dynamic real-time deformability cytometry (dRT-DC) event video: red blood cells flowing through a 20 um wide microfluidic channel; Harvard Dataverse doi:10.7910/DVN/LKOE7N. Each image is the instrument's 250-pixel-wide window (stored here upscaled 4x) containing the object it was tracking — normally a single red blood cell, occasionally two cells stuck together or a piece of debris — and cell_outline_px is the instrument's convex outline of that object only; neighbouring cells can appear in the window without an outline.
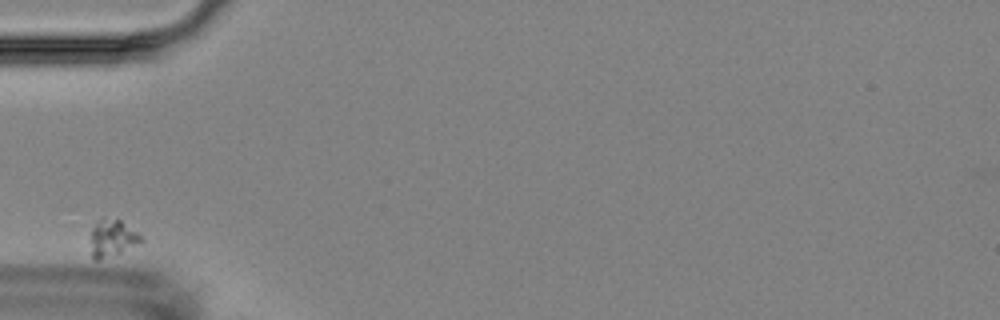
{"species": "Egyptian fruit bat (a non-hibernating species)", "species_latin": "Rousettus aegyptiacus", "temperature_condition": "room temperature", "stored_images_in_passage": 2, "camera_frame_rate_fps": 3000, "um_per_image_px": 0.085, "animal": {"sex": "female"}, "frame": {"image": 1, "passage_image": 1, "time_ms": 0.0, "image_size_px": [1000, 320], "cell_outline_px": [[144, 240], [120, 252], [100, 260], [92, 260], [92, 228], [104, 216], [120, 220], [144, 236]], "centroid_in_image_um": [9.57, 20.22], "position_along_channel_um": 75.4, "area_um2": 10.69}}